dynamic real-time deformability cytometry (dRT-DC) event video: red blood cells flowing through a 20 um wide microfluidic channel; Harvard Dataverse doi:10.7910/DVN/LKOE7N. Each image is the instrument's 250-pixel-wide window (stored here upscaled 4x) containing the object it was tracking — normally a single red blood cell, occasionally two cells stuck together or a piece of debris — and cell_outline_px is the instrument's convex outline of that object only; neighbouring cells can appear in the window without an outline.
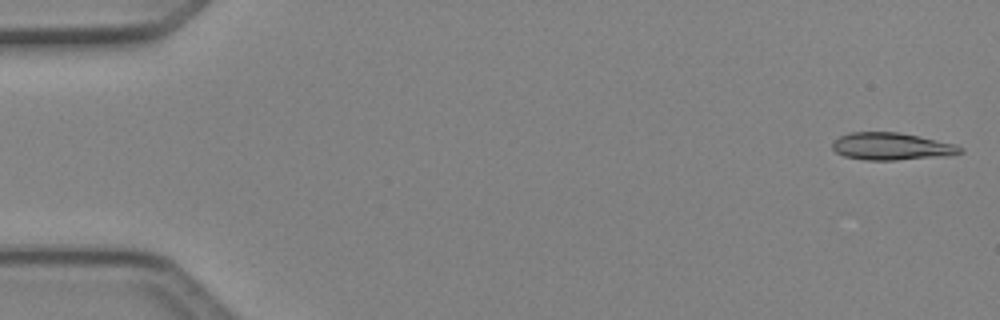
{"species": "Egyptian fruit bat (a non-hibernating species)", "species_latin": "Rousettus aegyptiacus", "temperature_condition": "cold", "stored_images_in_passage": 6, "camera_frame_rate_fps": 3000, "um_per_image_px": 0.085, "animal": {"sex": "female"}, "frame": {"image": 1, "passage_image": 1, "time_ms": 0.0, "image_size_px": [1000, 320], "cell_outline_px": [[964, 152], [948, 156], [896, 160], [864, 160], [844, 156], [836, 152], [832, 148], [832, 140], [848, 132], [900, 132], [956, 144], [964, 148]], "centroid_in_image_um": [75.79, 12.44], "position_along_channel_um": 9.2, "area_um2": 20.63}}
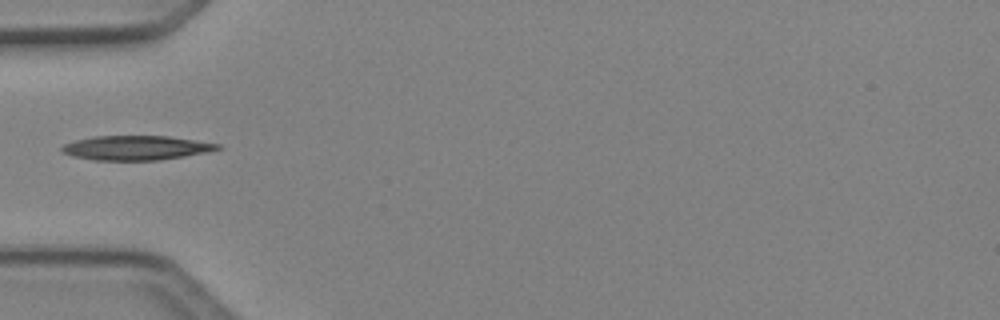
{"frame": {"image": 2, "passage_image": 5, "time_ms": 1.333, "image_size_px": [1000, 320], "cell_outline_px": [[224, 148], [184, 156], [160, 160], [92, 160], [72, 156], [64, 152], [60, 148], [64, 144], [76, 140], [92, 136], [168, 136], [220, 144]], "centroid_in_image_um": [11.55, 12.56], "position_along_channel_um": 73.5, "area_um2": 22.02}}
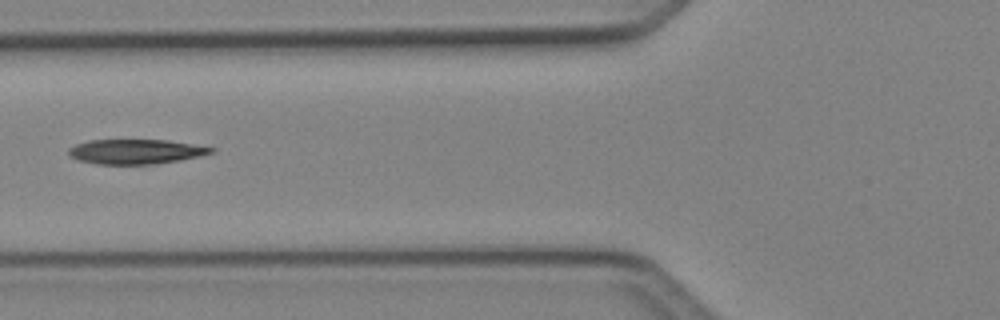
{"frame": {"image": 3, "passage_image": 6, "time_ms": 1.667, "image_size_px": [1000, 320], "cell_outline_px": [[216, 152], [200, 156], [180, 160], [156, 164], [96, 164], [76, 160], [68, 156], [68, 148], [76, 144], [88, 140], [168, 140], [216, 148]], "centroid_in_image_um": [11.52, 12.89], "position_along_channel_um": 114.3, "area_um2": 20.75}}